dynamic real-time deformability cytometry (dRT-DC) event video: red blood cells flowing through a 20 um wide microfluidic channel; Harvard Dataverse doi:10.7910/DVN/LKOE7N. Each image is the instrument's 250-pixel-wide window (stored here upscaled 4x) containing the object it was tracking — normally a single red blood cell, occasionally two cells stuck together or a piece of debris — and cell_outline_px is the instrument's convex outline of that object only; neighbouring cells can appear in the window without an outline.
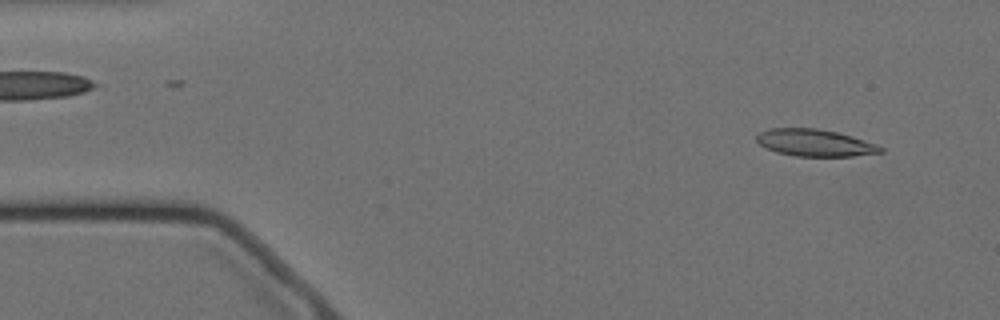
{"species": "Egyptian fruit bat (a non-hibernating species)", "species_latin": "Rousettus aegyptiacus", "temperature_condition": "cold", "stored_images_in_passage": 56, "camera_frame_rate_fps": 3000, "um_per_image_px": 0.085, "animal": {"sex": "female"}, "frame": {"image": 1, "passage_image": 4, "time_ms": 1.0, "image_size_px": [1000, 320], "cell_outline_px": [[884, 152], [852, 156], [796, 156], [776, 152], [760, 144], [756, 140], [756, 136], [760, 132], [768, 128], [816, 128], [836, 132], [852, 136], [876, 144], [884, 148]], "centroid_in_image_um": [69.27, 12.13], "position_along_channel_um": 15.7, "area_um2": 19.42}}
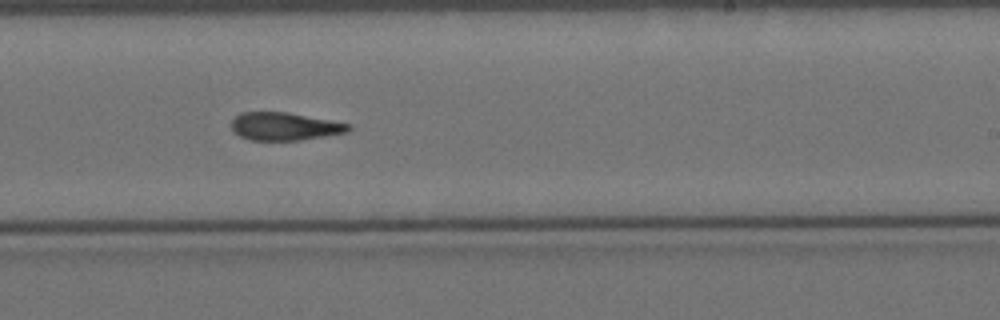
{"frame": {"image": 2, "passage_image": 33, "time_ms": 10.667, "image_size_px": [1000, 320], "cell_outline_px": [[352, 128], [348, 132], [300, 140], [248, 140], [232, 132], [232, 120], [240, 112], [288, 112], [352, 124]], "centroid_in_image_um": [24.19, 10.74], "position_along_channel_um": 264.8, "area_um2": 19.13}}
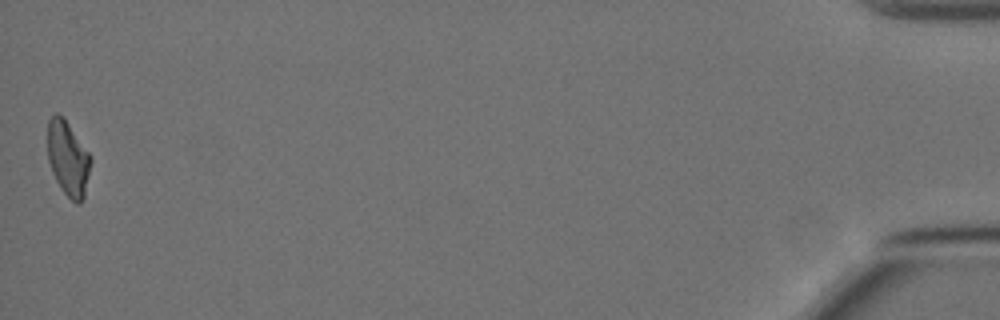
{"frame": {"image": 3, "passage_image": 56, "time_ms": 18.333, "image_size_px": [1000, 320], "cell_outline_px": [[92, 160], [84, 200], [80, 204], [76, 204], [60, 188], [52, 172], [48, 160], [48, 120], [56, 112], [64, 116], [92, 156]], "centroid_in_image_um": [5.8, 13.46], "position_along_channel_um": 429.4, "area_um2": 19.19}, "authors_computed_cell_mechanics": {"area_um2": 19.9121, "velocity_mm_per_s": 3.4841, "shape_relaxation_time_tau1_ms": null, "shape_relaxation_time_tau2_ms": 6.7292, "deformation_change_tau1": null, "deformation_change_tau2": 0.1712}}